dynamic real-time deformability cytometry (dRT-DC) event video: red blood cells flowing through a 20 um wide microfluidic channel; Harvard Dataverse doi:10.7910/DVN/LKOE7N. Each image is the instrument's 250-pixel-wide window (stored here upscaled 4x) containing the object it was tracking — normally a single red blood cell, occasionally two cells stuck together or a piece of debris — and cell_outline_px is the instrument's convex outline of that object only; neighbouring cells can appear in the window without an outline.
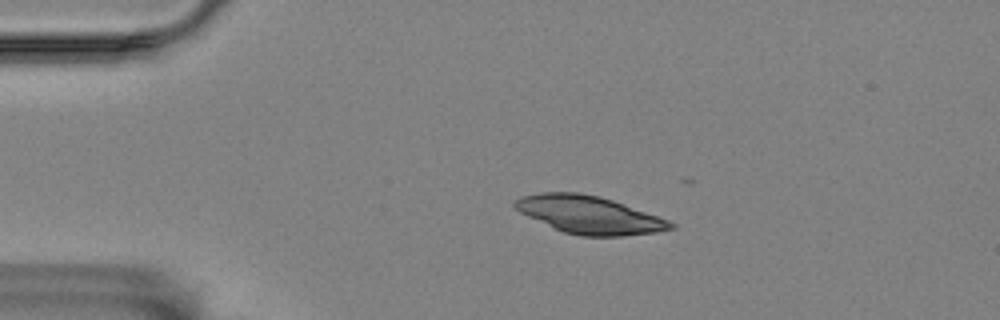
{"species": "Egyptian fruit bat (a non-hibernating species)", "species_latin": "Rousettus aegyptiacus", "temperature_condition": "room temperature", "stored_images_in_passage": 3, "camera_frame_rate_fps": 3000, "um_per_image_px": 0.085, "animal": {"sex": "female"}, "frame": {"image": 1, "passage_image": 2, "time_ms": 1.0, "image_size_px": [1000, 320], "cell_outline_px": [[676, 228], [656, 232], [620, 236], [580, 236], [564, 232], [528, 216], [520, 212], [512, 204], [512, 200], [520, 196], [540, 192], [580, 192], [600, 196], [612, 200], [668, 220], [676, 224]], "centroid_in_image_um": [50.06, 18.25], "position_along_channel_um": 34.9, "area_um2": 34.04}}